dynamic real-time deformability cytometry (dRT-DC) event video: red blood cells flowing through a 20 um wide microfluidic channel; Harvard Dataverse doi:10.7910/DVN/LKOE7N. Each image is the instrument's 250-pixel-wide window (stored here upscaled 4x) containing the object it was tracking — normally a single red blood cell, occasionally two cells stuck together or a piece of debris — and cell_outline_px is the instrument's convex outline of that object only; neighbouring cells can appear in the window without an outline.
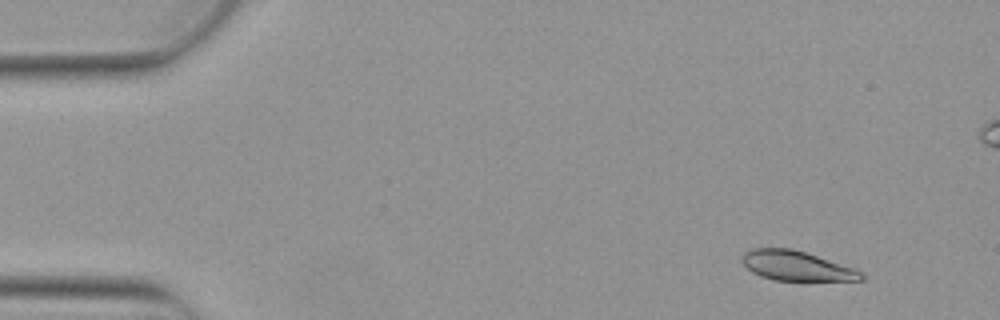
{"species": "Egyptian fruit bat (a non-hibernating species)", "species_latin": "Rousettus aegyptiacus", "temperature_condition": "warm", "stored_images_in_passage": 8, "camera_frame_rate_fps": 3000, "um_per_image_px": 0.085, "animal": {"sex": "female"}, "frame": {"image": 1, "passage_image": 2, "time_ms": 0.333, "image_size_px": [1000, 320], "cell_outline_px": [[864, 280], [776, 280], [760, 276], [752, 272], [740, 260], [744, 252], [752, 248], [792, 248], [852, 268], [860, 272], [864, 276]], "centroid_in_image_um": [67.62, 22.59], "position_along_channel_um": 17.4, "area_um2": 20.17}}
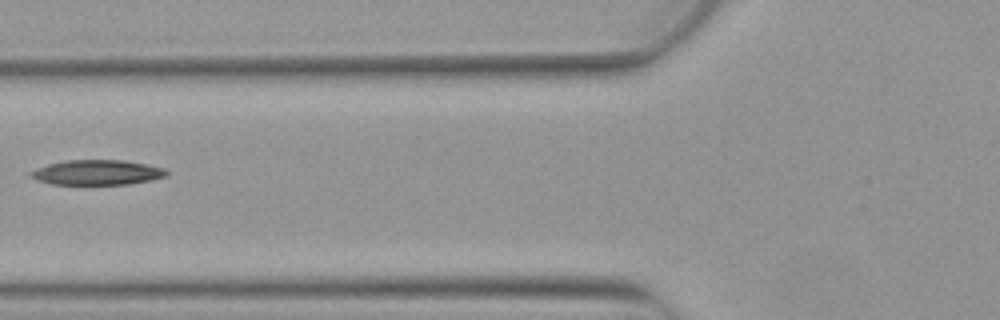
{"frame": {"image": 2, "passage_image": 7, "time_ms": 2.0, "image_size_px": [1000, 320], "cell_outline_px": [[168, 176], [152, 180], [132, 184], [52, 184], [36, 180], [28, 172], [36, 168], [48, 164], [64, 160], [124, 160], [164, 168], [168, 172]], "centroid_in_image_um": [8.26, 14.66], "position_along_channel_um": 117.5, "area_um2": 19.83}}
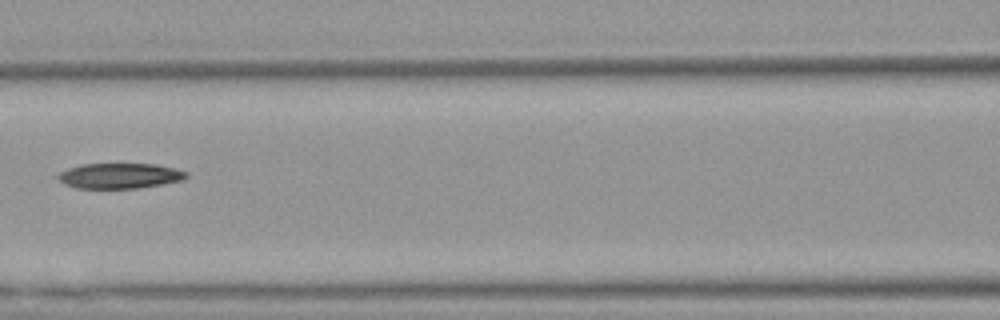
{"frame": {"image": 3, "passage_image": 8, "time_ms": 2.333, "image_size_px": [1000, 320], "cell_outline_px": [[188, 176], [184, 180], [140, 188], [76, 188], [64, 184], [56, 176], [60, 172], [68, 168], [80, 164], [156, 164], [176, 168], [188, 172]], "centroid_in_image_um": [10.2, 14.94], "position_along_channel_um": 156.4, "area_um2": 19.07}}